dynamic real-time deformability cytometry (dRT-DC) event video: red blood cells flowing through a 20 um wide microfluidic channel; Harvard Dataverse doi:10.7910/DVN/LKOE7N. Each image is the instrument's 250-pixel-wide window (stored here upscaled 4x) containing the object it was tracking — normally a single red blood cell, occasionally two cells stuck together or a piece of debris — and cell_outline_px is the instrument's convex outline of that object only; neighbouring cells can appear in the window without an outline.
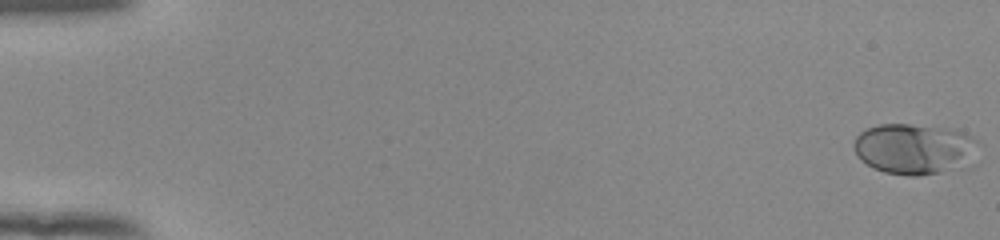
{"species": "human", "species_latin": "Homo sapiens", "temperature_condition": "room temperature", "stored_images_in_passage": 55, "camera_frame_rate_fps": 3000, "um_per_image_px": 0.085, "donor": {"sex": "female"}, "frame": {"image": 1, "passage_image": 1, "time_ms": 0.0, "image_size_px": [1000, 240], "cell_outline_px": [[976, 140], [960, 168], [940, 172], [916, 176], [908, 176], [884, 172], [860, 160], [852, 148], [852, 144], [856, 136], [864, 128], [880, 124], [908, 124], [956, 128], [972, 136]], "centroid_in_image_um": [77.58, 12.62], "position_along_channel_um": 7.4, "area_um2": 36.3}}
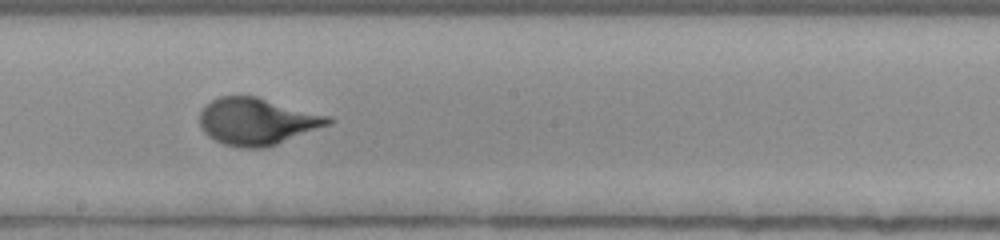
{"frame": {"image": 2, "passage_image": 32, "time_ms": 10.333, "image_size_px": [1000, 240], "cell_outline_px": [[336, 120], [332, 124], [276, 144], [264, 148], [240, 148], [224, 144], [208, 136], [200, 128], [200, 112], [204, 104], [220, 96], [256, 96], [332, 116]], "centroid_in_image_um": [21.87, 10.31], "position_along_channel_um": 226.3, "area_um2": 35.49}}
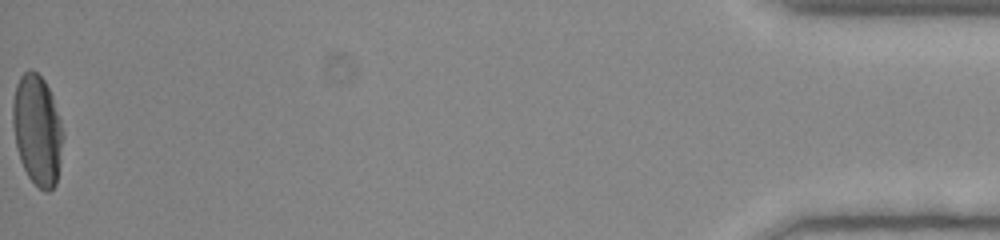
{"frame": {"image": 3, "passage_image": 55, "time_ms": 18.0, "image_size_px": [1000, 240], "cell_outline_px": [[64, 136], [56, 184], [48, 192], [44, 192], [28, 176], [20, 160], [16, 148], [12, 124], [12, 104], [16, 84], [20, 76], [28, 68], [32, 68], [44, 80], [52, 96], [64, 132]], "centroid_in_image_um": [3.16, 11.03], "position_along_channel_um": 432.0, "area_um2": 32.48}}